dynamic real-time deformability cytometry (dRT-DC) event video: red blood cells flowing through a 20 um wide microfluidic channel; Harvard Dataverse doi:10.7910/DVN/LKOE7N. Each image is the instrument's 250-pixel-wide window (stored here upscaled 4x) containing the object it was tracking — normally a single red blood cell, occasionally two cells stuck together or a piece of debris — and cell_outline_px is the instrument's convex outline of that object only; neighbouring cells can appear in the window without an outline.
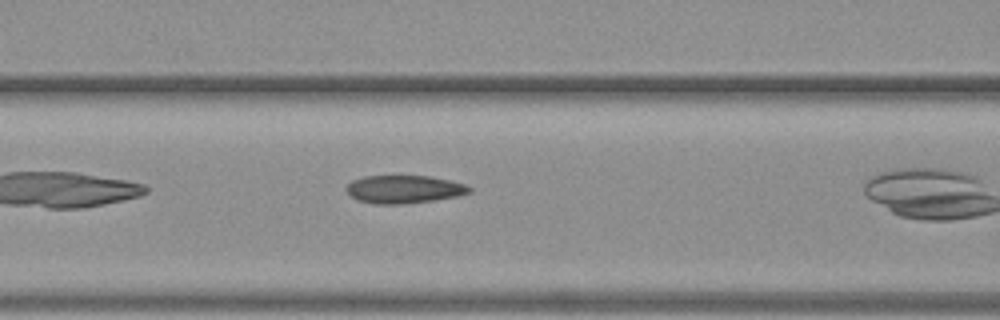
{"species": "common noctule bat (a hibernating species)", "species_latin": "Nyctalus noctula", "temperature_condition": "warm", "stored_images_in_passage": 13, "camera_frame_rate_fps": 3000, "um_per_image_px": 0.085, "animal": {"sex": "female", "body_mass_g": 19.3, "forearm_length_mm": 54.1}, "frame": {"image": 1, "passage_image": 6, "time_ms": 1.667, "image_size_px": [1000, 320], "cell_outline_px": [[472, 192], [456, 196], [432, 200], [400, 204], [376, 204], [360, 200], [352, 196], [344, 188], [352, 180], [364, 176], [428, 176], [448, 180], [464, 184], [472, 188]], "centroid_in_image_um": [34.33, 16.08], "position_along_channel_um": 132.3, "area_um2": 19.77}}